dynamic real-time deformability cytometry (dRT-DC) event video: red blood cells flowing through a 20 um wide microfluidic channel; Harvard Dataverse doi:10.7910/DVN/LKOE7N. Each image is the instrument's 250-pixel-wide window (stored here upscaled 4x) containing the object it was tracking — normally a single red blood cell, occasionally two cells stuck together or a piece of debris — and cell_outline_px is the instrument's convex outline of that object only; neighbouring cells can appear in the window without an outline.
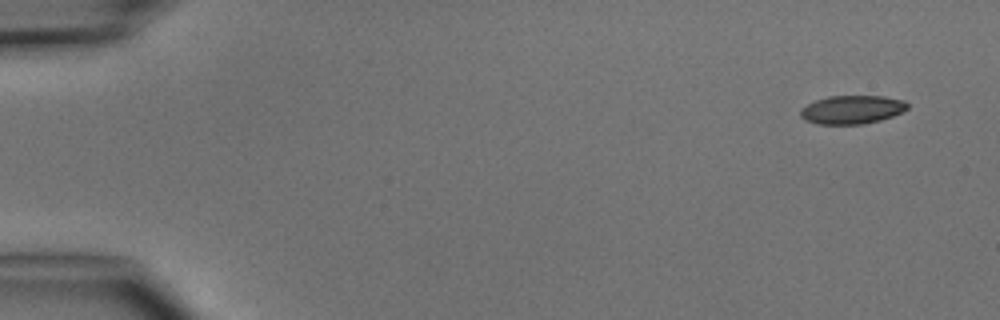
{"species": "common noctule bat (a hibernating species)", "species_latin": "Nyctalus noctula", "temperature_condition": "cold", "stored_images_in_passage": 4, "camera_frame_rate_fps": 3000, "um_per_image_px": 0.085, "animal": {"sex": "male", "body_mass_g": 15.6}, "frame": {"image": 1, "passage_image": 1, "time_ms": 0.0, "image_size_px": [1000, 320], "cell_outline_px": [[908, 108], [892, 116], [880, 120], [864, 124], [816, 124], [804, 120], [800, 116], [800, 108], [816, 100], [828, 96], [884, 96], [904, 100], [908, 104]], "centroid_in_image_um": [72.39, 9.32], "position_along_channel_um": 12.6, "area_um2": 17.8}}
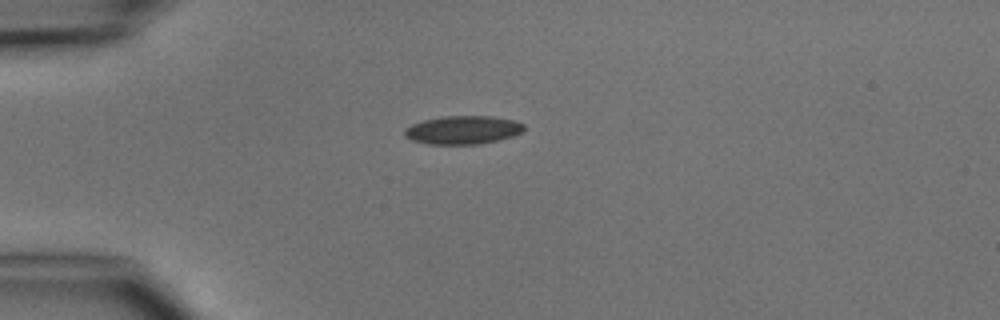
{"frame": {"image": 2, "passage_image": 4, "time_ms": 3.333, "image_size_px": [1000, 320], "cell_outline_px": [[524, 128], [520, 132], [512, 136], [500, 140], [480, 144], [428, 144], [412, 140], [404, 136], [404, 128], [412, 124], [424, 120], [444, 116], [492, 116], [516, 120], [524, 124]], "centroid_in_image_um": [39.34, 11.04], "position_along_channel_um": 45.7, "area_um2": 19.83}}